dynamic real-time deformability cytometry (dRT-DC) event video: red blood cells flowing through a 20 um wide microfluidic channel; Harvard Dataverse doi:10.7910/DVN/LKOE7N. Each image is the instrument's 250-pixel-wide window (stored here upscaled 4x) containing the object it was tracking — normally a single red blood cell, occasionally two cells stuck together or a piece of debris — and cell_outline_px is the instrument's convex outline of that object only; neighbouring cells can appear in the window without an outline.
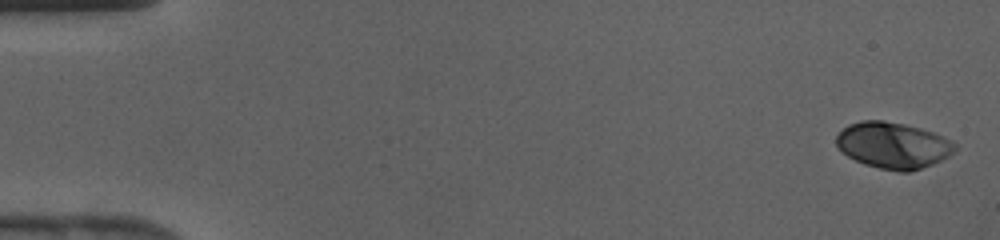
{"species": "human", "species_latin": "Homo sapiens", "temperature_condition": "cold", "stored_images_in_passage": 42, "camera_frame_rate_fps": 3000, "um_per_image_px": 0.085, "donor": {"sex": "female"}, "frame": {"image": 1, "passage_image": 1, "time_ms": 0.0, "image_size_px": [1000, 240], "cell_outline_px": [[956, 152], [932, 164], [908, 172], [900, 172], [880, 168], [864, 164], [848, 156], [836, 144], [836, 136], [848, 124], [860, 120], [884, 120], [904, 124], [920, 128], [932, 132], [952, 140], [956, 144]], "centroid_in_image_um": [75.93, 12.34], "position_along_channel_um": 9.1, "area_um2": 31.85}}
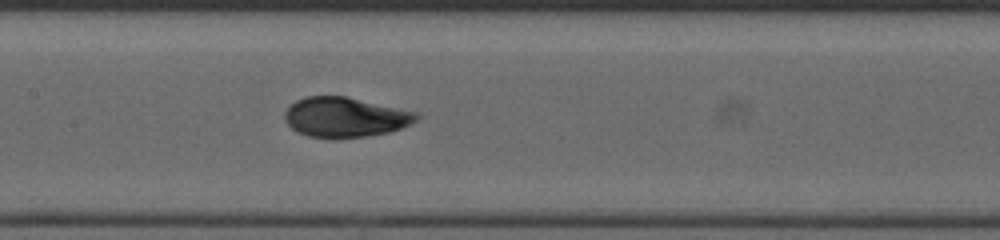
{"frame": {"image": 2, "passage_image": 21, "time_ms": 6.667, "image_size_px": [1000, 240], "cell_outline_px": [[420, 116], [412, 124], [388, 132], [368, 136], [336, 140], [332, 140], [308, 136], [296, 132], [284, 120], [284, 112], [296, 100], [304, 96], [344, 96], [420, 112]], "centroid_in_image_um": [29.34, 9.98], "position_along_channel_um": 178.1, "area_um2": 31.21}}
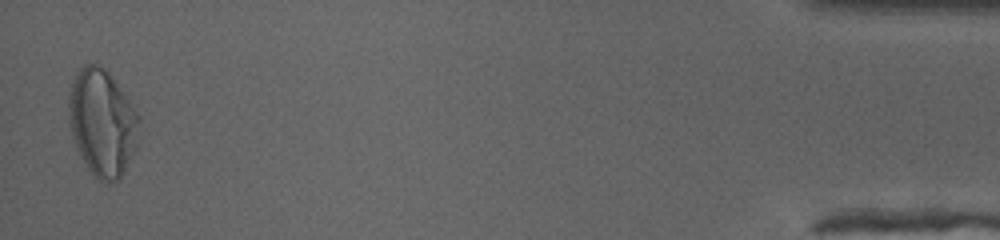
{"frame": {"image": 3, "passage_image": 42, "time_ms": 13.667, "image_size_px": [1000, 240], "cell_outline_px": [[140, 120], [136, 148], [124, 172], [116, 180], [104, 184], [96, 180], [80, 156], [72, 136], [68, 124], [68, 96], [72, 80], [76, 72], [84, 64], [100, 64], [108, 72], [140, 116]], "centroid_in_image_um": [8.66, 10.44], "position_along_channel_um": 426.5, "area_um2": 44.1}}